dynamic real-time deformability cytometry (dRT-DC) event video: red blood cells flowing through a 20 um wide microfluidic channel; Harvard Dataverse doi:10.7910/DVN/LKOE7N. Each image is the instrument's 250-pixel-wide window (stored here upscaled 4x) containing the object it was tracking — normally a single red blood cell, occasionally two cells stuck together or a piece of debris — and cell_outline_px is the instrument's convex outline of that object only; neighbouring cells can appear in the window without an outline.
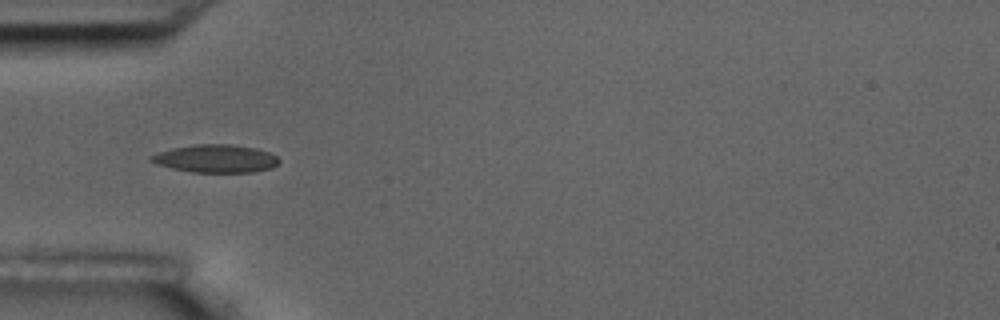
{"species": "common noctule bat (a hibernating species)", "species_latin": "Nyctalus noctula", "temperature_condition": "room temperature", "stored_images_in_passage": 9, "camera_frame_rate_fps": 3000, "um_per_image_px": 0.085, "animal": {"sex": "male", "body_mass_g": 17.5, "forearm_length_mm": 52.3}, "frame": {"image": 1, "passage_image": 4, "time_ms": 3.667, "image_size_px": [1000, 320], "cell_outline_px": [[280, 160], [272, 168], [252, 172], [192, 172], [172, 168], [156, 164], [148, 160], [148, 156], [172, 148], [196, 144], [228, 144], [256, 148], [268, 152], [276, 156]], "centroid_in_image_um": [18.31, 13.48], "position_along_channel_um": 66.7, "area_um2": 20.75}}
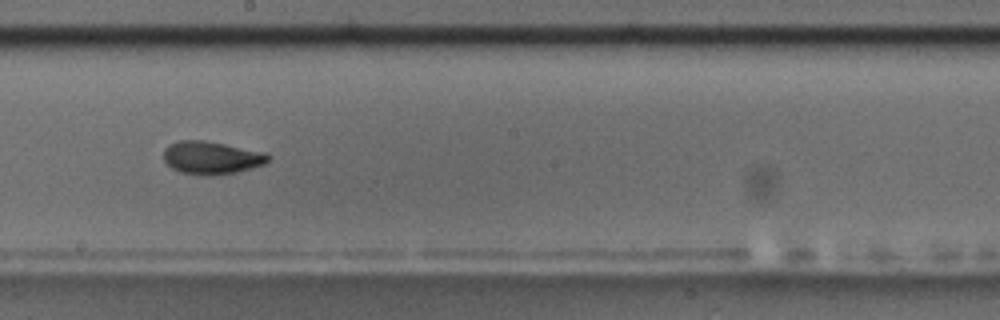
{"frame": {"image": 2, "passage_image": 8, "time_ms": 8.333, "image_size_px": [1000, 320], "cell_outline_px": [[268, 160], [264, 164], [236, 172], [212, 176], [204, 176], [180, 172], [172, 168], [164, 160], [164, 148], [180, 140], [204, 140], [264, 152], [268, 156]], "centroid_in_image_um": [17.94, 13.41], "position_along_channel_um": 230.3, "area_um2": 19.83}}
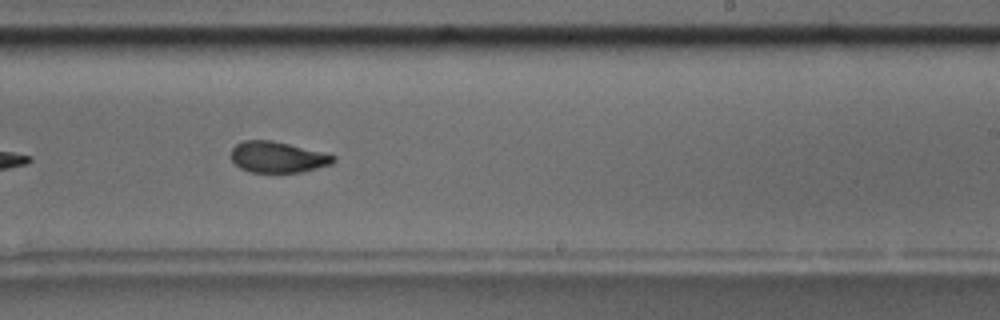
{"frame": {"image": 3, "passage_image": 9, "time_ms": 9.333, "image_size_px": [1000, 320], "cell_outline_px": [[336, 160], [332, 164], [300, 172], [248, 172], [240, 168], [232, 160], [232, 148], [236, 144], [244, 140], [272, 140], [336, 156]], "centroid_in_image_um": [23.58, 13.36], "position_along_channel_um": 265.4, "area_um2": 18.26}}